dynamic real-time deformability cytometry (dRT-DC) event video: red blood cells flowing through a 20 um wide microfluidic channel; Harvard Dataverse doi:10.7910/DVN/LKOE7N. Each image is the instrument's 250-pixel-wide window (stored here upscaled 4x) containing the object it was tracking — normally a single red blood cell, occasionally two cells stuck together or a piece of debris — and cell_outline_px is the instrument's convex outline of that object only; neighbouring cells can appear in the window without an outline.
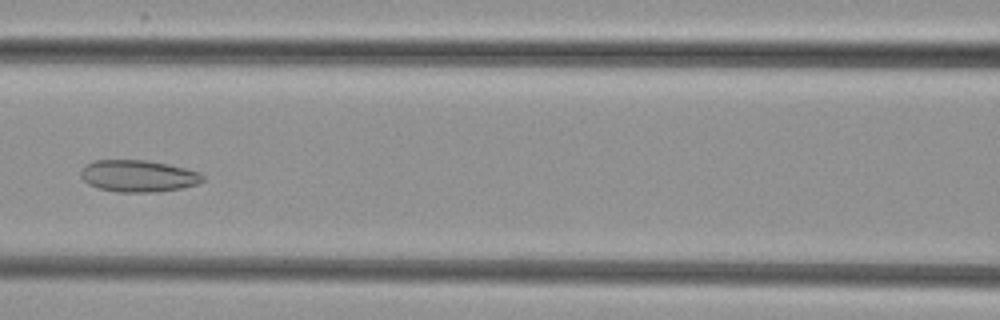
{"species": "common noctule bat (a hibernating species)", "species_latin": "Nyctalus noctula", "temperature_condition": "cold", "stored_images_in_passage": 8, "camera_frame_rate_fps": 3000, "um_per_image_px": 0.085, "animal": {"sex": "female", "body_mass_g": 29.2, "forearm_length_mm": 56.3}, "frame": {"image": 1, "passage_image": 7, "time_ms": 7.333, "image_size_px": [1000, 320], "cell_outline_px": [[204, 180], [196, 184], [180, 188], [160, 192], [116, 192], [96, 188], [88, 184], [84, 180], [80, 172], [84, 164], [96, 160], [144, 160], [168, 164], [200, 172], [204, 176]], "centroid_in_image_um": [11.72, 14.96], "position_along_channel_um": 154.9, "area_um2": 22.72}}
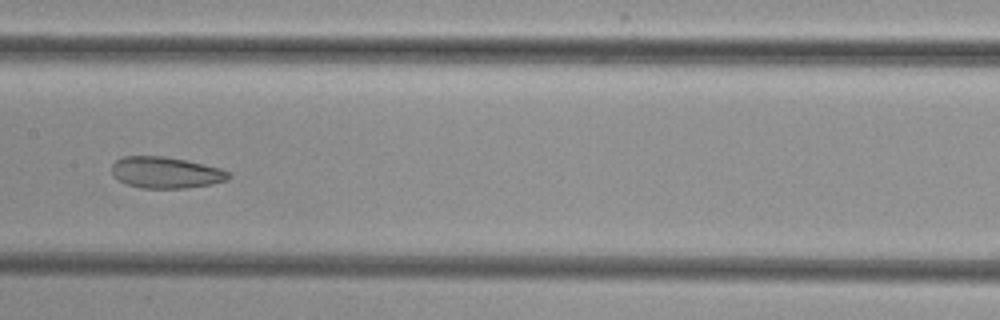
{"frame": {"image": 2, "passage_image": 8, "time_ms": 8.333, "image_size_px": [1000, 320], "cell_outline_px": [[232, 176], [228, 180], [212, 184], [188, 188], [140, 188], [128, 184], [112, 176], [112, 164], [116, 160], [124, 156], [164, 156], [188, 160], [220, 168], [228, 172]], "centroid_in_image_um": [14.11, 14.66], "position_along_channel_um": 193.3, "area_um2": 21.5}}